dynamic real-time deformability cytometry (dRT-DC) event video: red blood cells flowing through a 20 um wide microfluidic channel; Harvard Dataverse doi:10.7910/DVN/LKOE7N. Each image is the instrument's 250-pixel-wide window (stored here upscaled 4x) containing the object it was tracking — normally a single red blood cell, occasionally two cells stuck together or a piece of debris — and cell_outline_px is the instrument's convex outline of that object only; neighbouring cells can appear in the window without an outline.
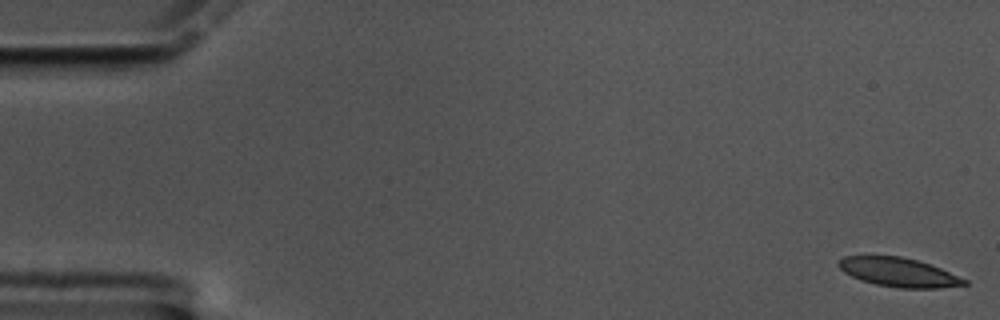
{"species": "common noctule bat (a hibernating species)", "species_latin": "Nyctalus noctula", "temperature_condition": "cold", "stored_images_in_passage": 9, "camera_frame_rate_fps": 3000, "um_per_image_px": 0.085, "animal": {"sex": "male", "body_mass_g": 17.5, "forearm_length_mm": 52.3}, "frame": {"image": 1, "passage_image": 1, "time_ms": 0.0, "image_size_px": [1000, 320], "cell_outline_px": [[968, 284], [940, 288], [900, 288], [876, 284], [860, 280], [844, 272], [836, 264], [844, 256], [900, 256], [916, 260], [940, 268], [968, 280]], "centroid_in_image_um": [76.38, 23.15], "position_along_channel_um": 8.6, "area_um2": 21.04}}